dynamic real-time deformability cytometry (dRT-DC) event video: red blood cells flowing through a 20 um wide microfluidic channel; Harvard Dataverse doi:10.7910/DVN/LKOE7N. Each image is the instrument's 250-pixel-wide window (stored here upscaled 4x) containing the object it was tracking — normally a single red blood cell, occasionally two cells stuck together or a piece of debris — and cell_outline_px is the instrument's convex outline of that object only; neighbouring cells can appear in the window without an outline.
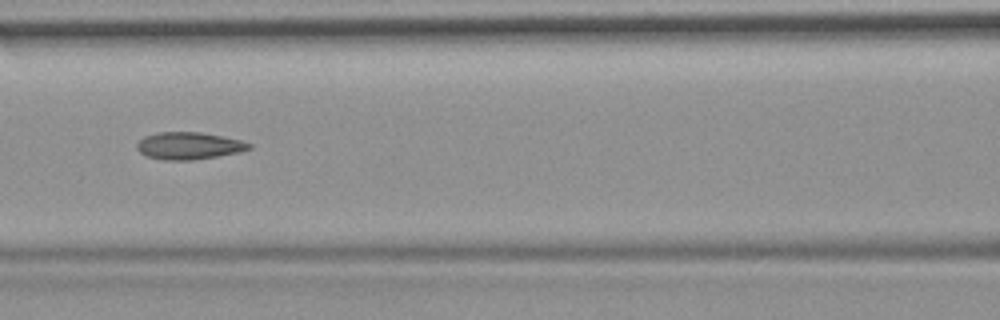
{"species": "common noctule bat (a hibernating species)", "species_latin": "Nyctalus noctula", "temperature_condition": "room temperature", "stored_images_in_passage": 54, "camera_frame_rate_fps": 3000, "um_per_image_px": 0.085, "animal": {"sex": "female", "body_mass_g": 19.9}, "frame": {"image": 1, "passage_image": 24, "time_ms": 7.667, "image_size_px": [1000, 320], "cell_outline_px": [[252, 148], [240, 152], [192, 160], [164, 160], [148, 156], [140, 152], [136, 148], [136, 144], [144, 136], [160, 132], [200, 132], [224, 136], [240, 140], [252, 144]], "centroid_in_image_um": [16.07, 12.38], "position_along_channel_um": 150.5, "area_um2": 17.74}, "authors_computed_cell_mechanics": {"area_um2": 17.918, "velocity_mm_per_s": 3.7094, "shape_relaxation_time_tau1_ms": null, "shape_relaxation_time_tau2_ms": 3.529, "deformation_change_tau1": null, "deformation_change_tau2": 0.1252}}